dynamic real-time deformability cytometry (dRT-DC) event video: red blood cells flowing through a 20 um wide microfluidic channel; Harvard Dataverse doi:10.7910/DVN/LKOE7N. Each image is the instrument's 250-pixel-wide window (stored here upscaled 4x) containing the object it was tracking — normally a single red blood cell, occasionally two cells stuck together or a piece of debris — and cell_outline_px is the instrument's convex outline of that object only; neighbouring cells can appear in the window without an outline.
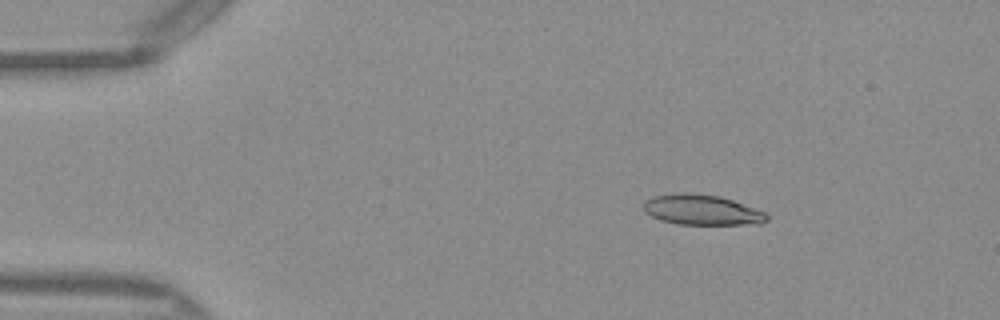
{"species": "Egyptian fruit bat (a non-hibernating species)", "species_latin": "Rousettus aegyptiacus", "temperature_condition": "warm", "stored_images_in_passage": 43, "camera_frame_rate_fps": 3000, "um_per_image_px": 0.085, "frame": {"image": 1, "passage_image": 1, "time_ms": 0.0, "image_size_px": [1000, 320], "cell_outline_px": [[768, 220], [760, 224], [676, 224], [660, 220], [644, 212], [644, 200], [652, 196], [684, 192], [720, 196], [768, 212]], "centroid_in_image_um": [59.67, 17.84], "position_along_channel_um": 25.3, "area_um2": 21.91}}
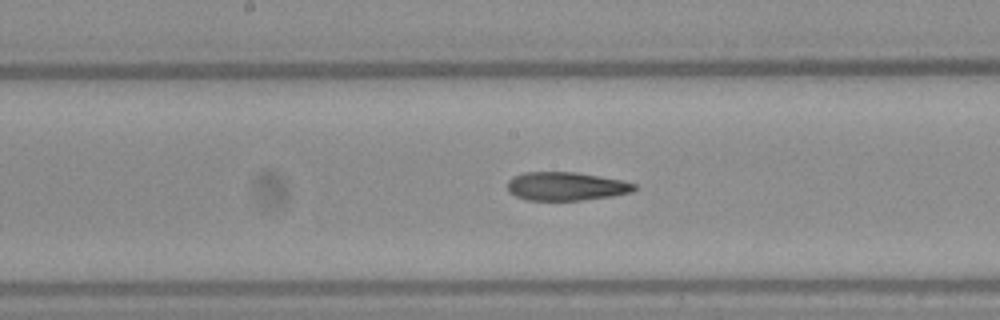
{"frame": {"image": 2, "passage_image": 19, "time_ms": 6.0, "image_size_px": [1000, 320], "cell_outline_px": [[636, 188], [632, 192], [612, 196], [580, 200], [528, 200], [516, 196], [508, 192], [508, 180], [512, 176], [524, 172], [576, 172], [620, 180], [636, 184]], "centroid_in_image_um": [48.08, 15.83], "position_along_channel_um": 200.1, "area_um2": 20.98}}
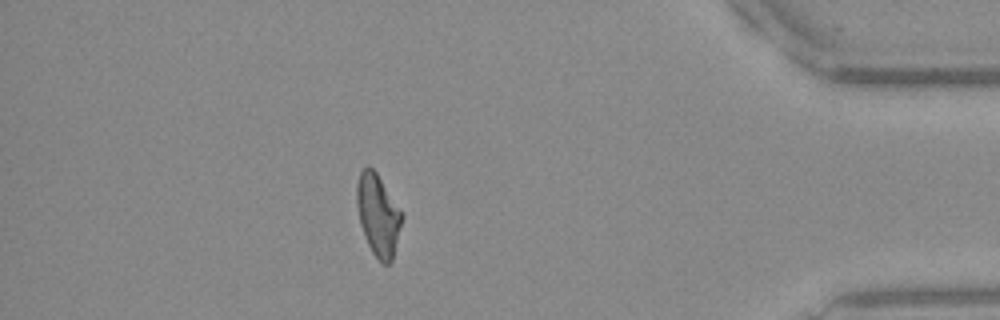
{"frame": {"image": 3, "passage_image": 37, "time_ms": 12.0, "image_size_px": [1000, 320], "cell_outline_px": [[404, 216], [392, 260], [388, 264], [384, 264], [372, 252], [364, 236], [360, 224], [356, 204], [356, 184], [360, 172], [368, 164], [376, 172]], "centroid_in_image_um": [32.12, 18.26], "position_along_channel_um": 403.1, "area_um2": 21.33}, "authors_computed_cell_mechanics": {"area_um2": 21.675, "velocity_mm_per_s": 4.0885, "shape_relaxation_time_tau1_ms": null, "shape_relaxation_time_tau2_ms": 4.3389, "deformation_change_tau1": null, "deformation_change_tau2": 0.1521}}